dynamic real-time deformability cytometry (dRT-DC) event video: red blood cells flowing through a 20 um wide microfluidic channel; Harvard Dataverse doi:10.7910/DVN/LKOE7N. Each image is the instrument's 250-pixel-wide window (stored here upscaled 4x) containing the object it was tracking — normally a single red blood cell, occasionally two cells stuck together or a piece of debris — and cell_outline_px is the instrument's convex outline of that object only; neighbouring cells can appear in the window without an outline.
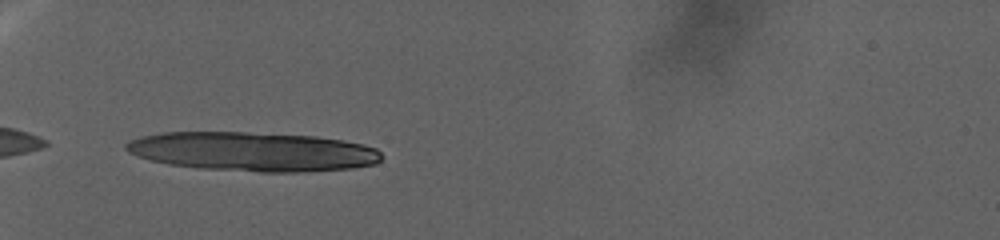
{"species": "human", "species_latin": "Homo sapiens", "temperature_condition": "warm", "stored_images_in_passage": 9, "camera_frame_rate_fps": 3000, "um_per_image_px": 0.085, "donor": {"sex": "female"}, "frame": {"image": 1, "passage_image": 1, "time_ms": 0.0, "image_size_px": [1000, 240], "cell_outline_px": [[380, 160], [376, 164], [352, 168], [300, 172], [260, 172], [196, 168], [168, 164], [136, 156], [128, 152], [124, 148], [124, 144], [128, 140], [140, 136], [160, 132], [248, 132], [316, 136], [344, 140], [364, 144], [376, 148], [380, 152]], "centroid_in_image_um": [21.45, 12.88], "position_along_channel_um": 63.5, "area_um2": 58.84}}